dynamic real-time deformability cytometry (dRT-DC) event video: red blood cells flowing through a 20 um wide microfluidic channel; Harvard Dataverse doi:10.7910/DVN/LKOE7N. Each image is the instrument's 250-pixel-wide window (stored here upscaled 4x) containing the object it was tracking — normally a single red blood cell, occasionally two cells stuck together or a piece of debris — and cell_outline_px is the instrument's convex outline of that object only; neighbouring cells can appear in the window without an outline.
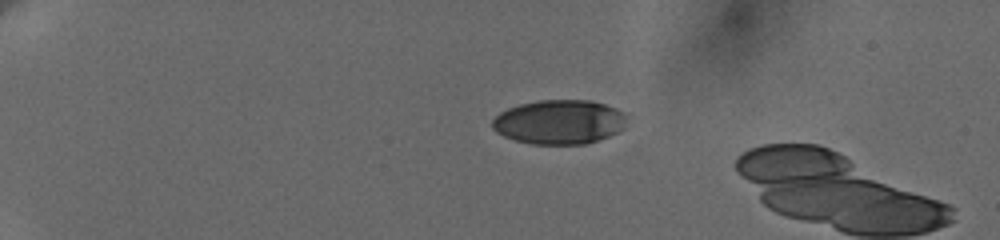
{"species": "human", "species_latin": "Homo sapiens", "temperature_condition": "cold", "stored_images_in_passage": 15, "camera_frame_rate_fps": 3000, "um_per_image_px": 0.085, "donor": {"sex": "female"}, "frame": {"image": 1, "passage_image": 1, "time_ms": 0.0, "image_size_px": [1000, 240], "cell_outline_px": [[628, 116], [624, 128], [608, 136], [584, 144], [532, 144], [516, 140], [504, 136], [496, 132], [492, 128], [492, 120], [500, 112], [508, 108], [520, 104], [540, 100], [588, 100], [604, 104], [616, 108], [624, 112]], "centroid_in_image_um": [47.54, 10.36], "position_along_channel_um": 37.5, "area_um2": 34.74}}